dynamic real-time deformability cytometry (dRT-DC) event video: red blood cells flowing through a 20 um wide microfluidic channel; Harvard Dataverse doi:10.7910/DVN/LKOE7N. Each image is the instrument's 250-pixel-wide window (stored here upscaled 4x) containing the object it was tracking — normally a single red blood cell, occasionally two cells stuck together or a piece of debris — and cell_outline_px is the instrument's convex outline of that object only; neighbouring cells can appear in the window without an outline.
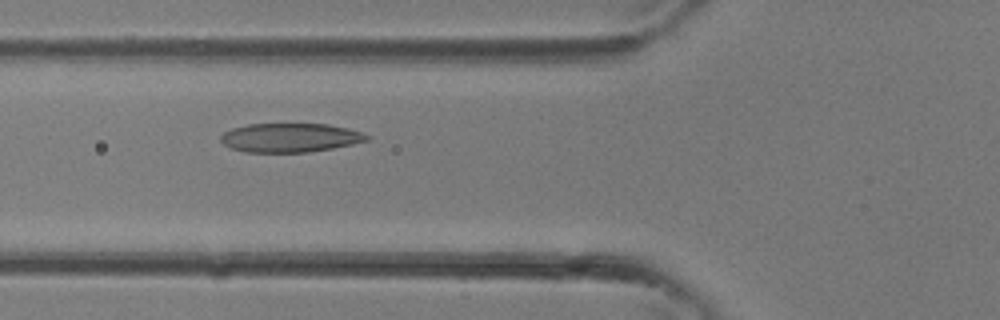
{"species": "common noctule bat (a hibernating species)", "species_latin": "Nyctalus noctula", "temperature_condition": "room temperature", "stored_images_in_passage": 34, "camera_frame_rate_fps": 3000, "um_per_image_px": 0.085, "animal": {"sex": "female"}, "frame": {"image": 1, "passage_image": 13, "time_ms": 4.0, "image_size_px": [1000, 320], "cell_outline_px": [[372, 136], [368, 140], [352, 144], [332, 148], [308, 152], [244, 152], [232, 148], [224, 144], [220, 140], [220, 136], [224, 132], [232, 128], [248, 124], [328, 124], [348, 128], [364, 132]], "centroid_in_image_um": [24.69, 11.7], "position_along_channel_um": 101.1, "area_um2": 24.74}}
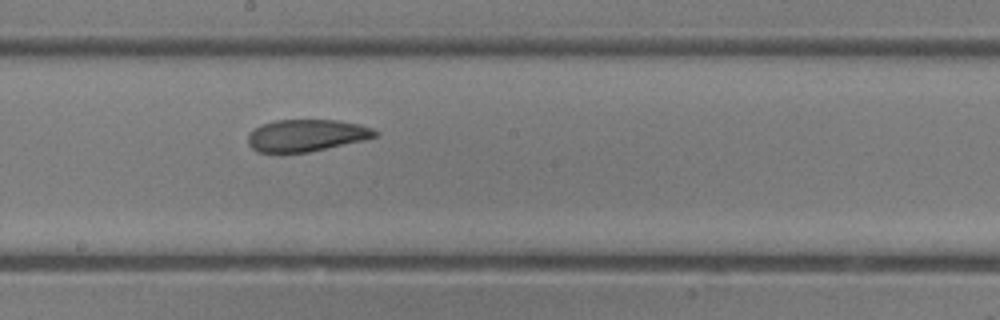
{"frame": {"image": 2, "passage_image": 19, "time_ms": 6.0, "image_size_px": [1000, 320], "cell_outline_px": [[380, 132], [376, 136], [364, 140], [308, 152], [256, 152], [248, 144], [248, 132], [264, 124], [276, 120], [336, 120], [360, 124], [372, 128]], "centroid_in_image_um": [26.05, 11.51], "position_along_channel_um": 222.1, "area_um2": 23.58}}
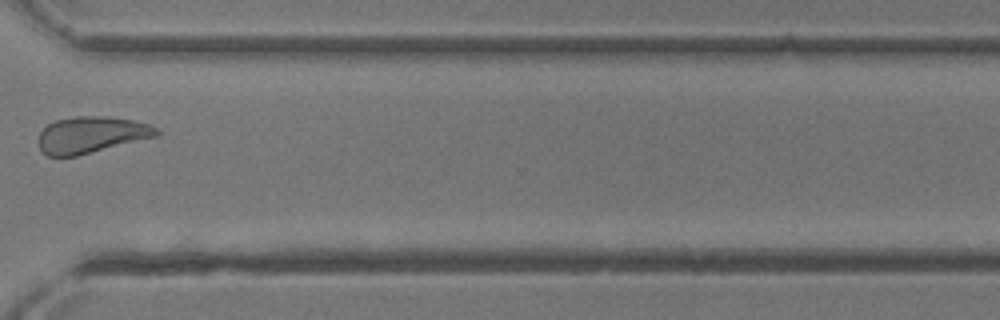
{"frame": {"image": 3, "passage_image": 26, "time_ms": 8.333, "image_size_px": [1000, 320], "cell_outline_px": [[160, 136], [76, 156], [48, 156], [40, 152], [40, 132], [48, 124], [56, 120], [76, 116], [108, 116], [132, 120], [148, 124], [156, 128], [160, 132]], "centroid_in_image_um": [7.79, 11.46], "position_along_channel_um": 362.8, "area_um2": 25.14}}